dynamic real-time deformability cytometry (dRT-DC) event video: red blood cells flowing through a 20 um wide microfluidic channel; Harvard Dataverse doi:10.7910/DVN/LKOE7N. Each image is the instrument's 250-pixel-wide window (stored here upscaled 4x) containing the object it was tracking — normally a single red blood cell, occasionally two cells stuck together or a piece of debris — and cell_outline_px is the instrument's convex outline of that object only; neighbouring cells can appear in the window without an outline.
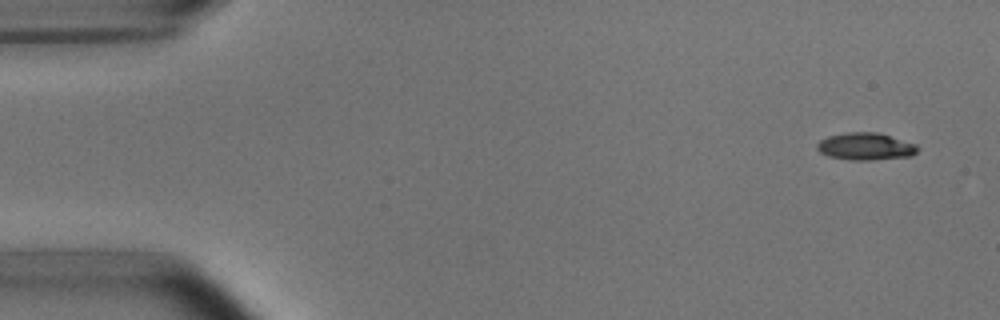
{"species": "common noctule bat (a hibernating species)", "species_latin": "Nyctalus noctula", "temperature_condition": "room temperature", "stored_images_in_passage": 10, "camera_frame_rate_fps": 3000, "um_per_image_px": 0.085, "animal": {"sex": "male", "body_mass_g": 15.6}, "frame": {"image": 1, "passage_image": 1, "time_ms": 0.0, "image_size_px": [1000, 320], "cell_outline_px": [[920, 148], [912, 156], [868, 160], [852, 160], [828, 156], [820, 152], [816, 148], [816, 144], [820, 140], [828, 136], [844, 132], [880, 132], [916, 144]], "centroid_in_image_um": [73.58, 12.43], "position_along_channel_um": 11.4, "area_um2": 16.13}}
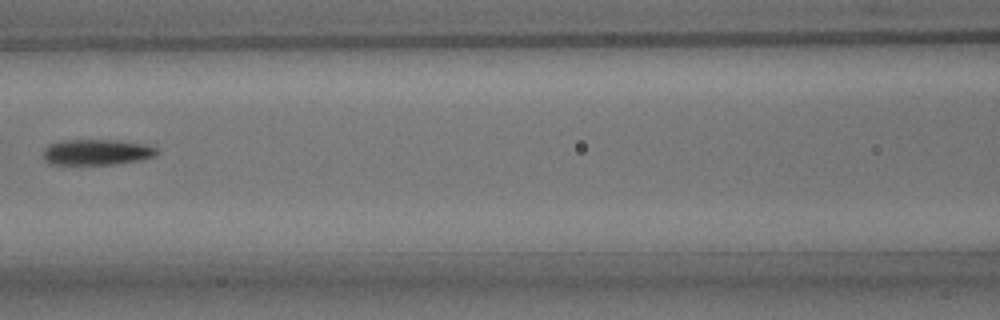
{"frame": {"image": 2, "passage_image": 7, "time_ms": 7.0, "image_size_px": [1000, 320], "cell_outline_px": [[160, 152], [156, 156], [140, 160], [112, 164], [48, 164], [44, 160], [44, 148], [48, 144], [64, 140], [116, 140], [144, 144], [156, 148]], "centroid_in_image_um": [8.22, 12.93], "position_along_channel_um": 158.4, "area_um2": 17.05}}
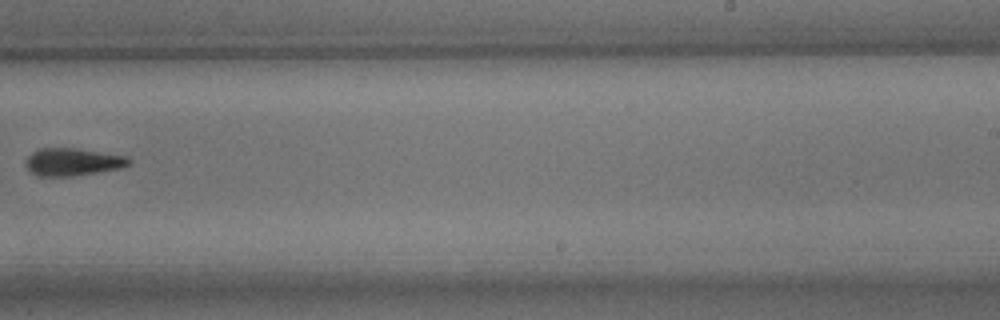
{"frame": {"image": 3, "passage_image": 10, "time_ms": 10.333, "image_size_px": [1000, 320], "cell_outline_px": [[132, 164], [124, 168], [72, 176], [36, 176], [28, 172], [24, 164], [24, 160], [32, 152], [40, 148], [76, 148], [128, 156], [132, 160]], "centroid_in_image_um": [6.18, 13.77], "position_along_channel_um": 282.8, "area_um2": 17.05}}